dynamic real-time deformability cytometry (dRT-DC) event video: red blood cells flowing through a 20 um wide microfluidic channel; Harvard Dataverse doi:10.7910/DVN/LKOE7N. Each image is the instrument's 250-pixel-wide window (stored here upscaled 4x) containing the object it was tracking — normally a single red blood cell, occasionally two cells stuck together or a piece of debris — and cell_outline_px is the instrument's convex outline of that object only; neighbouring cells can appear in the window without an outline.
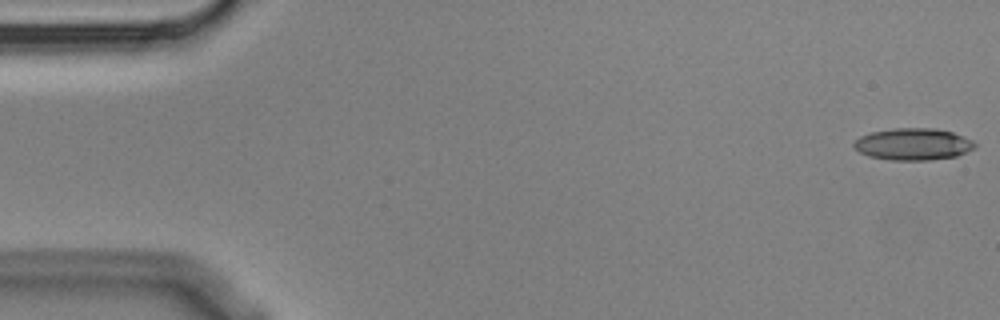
{"species": "Egyptian fruit bat (a non-hibernating species)", "species_latin": "Rousettus aegyptiacus", "temperature_condition": "cold", "stored_images_in_passage": 2, "camera_frame_rate_fps": 3000, "um_per_image_px": 0.085, "animal": {"sex": "male"}, "frame": {"image": 1, "passage_image": 1, "time_ms": 0.0, "image_size_px": [1000, 320], "cell_outline_px": [[976, 144], [972, 148], [956, 156], [928, 160], [892, 160], [868, 156], [860, 152], [852, 144], [860, 136], [872, 132], [892, 128], [936, 128], [952, 132], [964, 136], [972, 140]], "centroid_in_image_um": [77.6, 12.24], "position_along_channel_um": 7.4, "area_um2": 22.31}}